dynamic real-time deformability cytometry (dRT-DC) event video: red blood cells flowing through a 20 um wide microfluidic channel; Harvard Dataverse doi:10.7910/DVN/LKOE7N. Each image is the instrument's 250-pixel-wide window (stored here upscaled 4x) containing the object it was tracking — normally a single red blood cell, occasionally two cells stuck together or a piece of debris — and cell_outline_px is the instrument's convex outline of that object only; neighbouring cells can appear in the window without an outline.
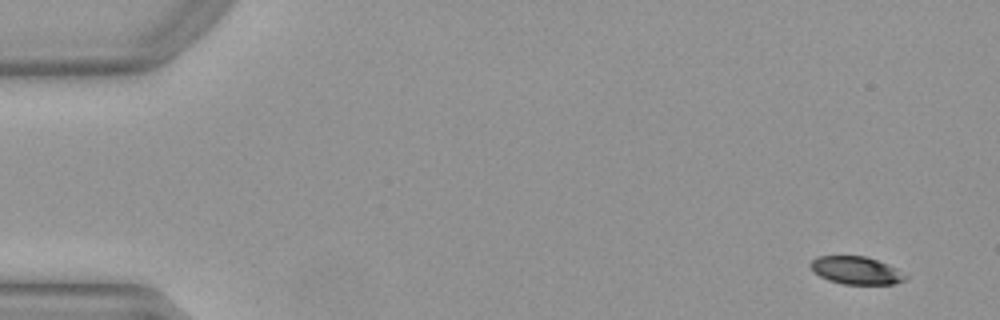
{"species": "Egyptian fruit bat (a non-hibernating species)", "species_latin": "Rousettus aegyptiacus", "temperature_condition": "warm", "stored_images_in_passage": 50, "camera_frame_rate_fps": 3000, "um_per_image_px": 0.085, "animal": {"sex": "female"}, "frame": {"image": 1, "passage_image": 1, "time_ms": 0.0, "image_size_px": [1000, 320], "cell_outline_px": [[908, 276], [904, 280], [892, 284], [844, 284], [828, 280], [812, 272], [808, 264], [816, 256], [864, 256], [888, 264], [896, 268]], "centroid_in_image_um": [72.72, 22.98], "position_along_channel_um": 12.3, "area_um2": 15.37}}
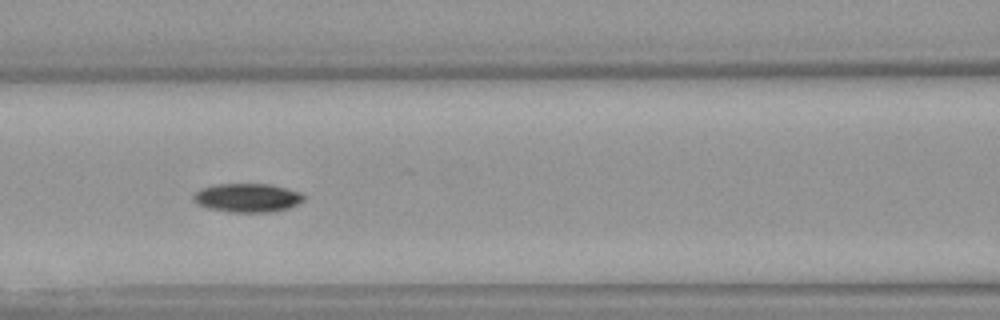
{"frame": {"image": 2, "passage_image": 21, "time_ms": 6.667, "image_size_px": [1000, 320], "cell_outline_px": [[304, 200], [288, 208], [272, 212], [232, 212], [208, 208], [196, 204], [192, 200], [192, 196], [200, 188], [216, 184], [272, 184], [288, 188], [300, 192], [304, 196]], "centroid_in_image_um": [21.01, 16.8], "position_along_channel_um": 145.6, "area_um2": 18.61}}
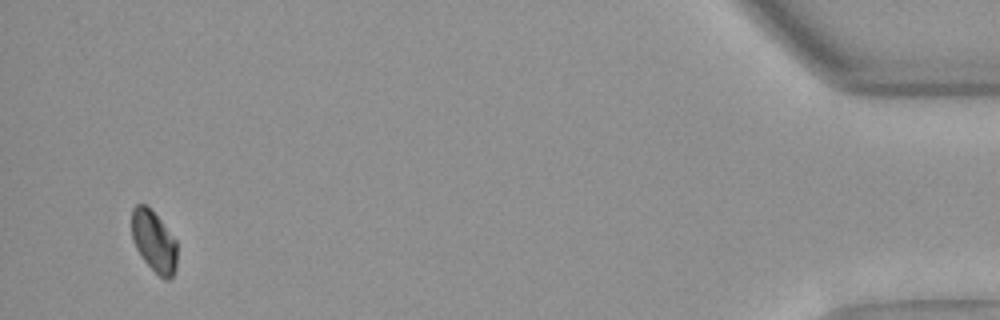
{"frame": {"image": 3, "passage_image": 48, "time_ms": 15.667, "image_size_px": [1000, 320], "cell_outline_px": [[176, 268], [172, 276], [168, 280], [164, 280], [140, 256], [132, 240], [132, 208], [136, 204], [144, 204], [160, 220], [176, 240]], "centroid_in_image_um": [13.07, 20.53], "position_along_channel_um": 422.1, "area_um2": 15.95}, "authors_computed_cell_mechanics": {"area_um2": 17.5134, "velocity_mm_per_s": 3.97, "shape_relaxation_time_tau1_ms": 3.5611, "shape_relaxation_time_tau2_ms": null, "deformation_change_tau1": 0.0854, "deformation_change_tau2": null}}